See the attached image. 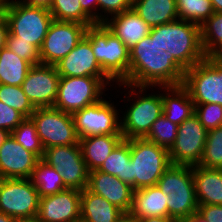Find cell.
Wrapping results in <instances>:
<instances>
[{
    "instance_id": "54",
    "label": "cell",
    "mask_w": 222,
    "mask_h": 222,
    "mask_svg": "<svg viewBox=\"0 0 222 222\" xmlns=\"http://www.w3.org/2000/svg\"><path fill=\"white\" fill-rule=\"evenodd\" d=\"M15 222H41L37 217L16 219Z\"/></svg>"
},
{
    "instance_id": "53",
    "label": "cell",
    "mask_w": 222,
    "mask_h": 222,
    "mask_svg": "<svg viewBox=\"0 0 222 222\" xmlns=\"http://www.w3.org/2000/svg\"><path fill=\"white\" fill-rule=\"evenodd\" d=\"M9 134L8 131L0 130V146L4 143Z\"/></svg>"
},
{
    "instance_id": "21",
    "label": "cell",
    "mask_w": 222,
    "mask_h": 222,
    "mask_svg": "<svg viewBox=\"0 0 222 222\" xmlns=\"http://www.w3.org/2000/svg\"><path fill=\"white\" fill-rule=\"evenodd\" d=\"M193 179L198 204L222 205V169L193 165Z\"/></svg>"
},
{
    "instance_id": "24",
    "label": "cell",
    "mask_w": 222,
    "mask_h": 222,
    "mask_svg": "<svg viewBox=\"0 0 222 222\" xmlns=\"http://www.w3.org/2000/svg\"><path fill=\"white\" fill-rule=\"evenodd\" d=\"M122 140V135H94L80 138L79 145L88 171L98 170Z\"/></svg>"
},
{
    "instance_id": "44",
    "label": "cell",
    "mask_w": 222,
    "mask_h": 222,
    "mask_svg": "<svg viewBox=\"0 0 222 222\" xmlns=\"http://www.w3.org/2000/svg\"><path fill=\"white\" fill-rule=\"evenodd\" d=\"M82 10L97 23V0H80Z\"/></svg>"
},
{
    "instance_id": "29",
    "label": "cell",
    "mask_w": 222,
    "mask_h": 222,
    "mask_svg": "<svg viewBox=\"0 0 222 222\" xmlns=\"http://www.w3.org/2000/svg\"><path fill=\"white\" fill-rule=\"evenodd\" d=\"M157 186L166 195L179 191L195 190L193 166L171 164L160 177Z\"/></svg>"
},
{
    "instance_id": "45",
    "label": "cell",
    "mask_w": 222,
    "mask_h": 222,
    "mask_svg": "<svg viewBox=\"0 0 222 222\" xmlns=\"http://www.w3.org/2000/svg\"><path fill=\"white\" fill-rule=\"evenodd\" d=\"M7 34H8V23L4 13L0 9V50L6 47Z\"/></svg>"
},
{
    "instance_id": "30",
    "label": "cell",
    "mask_w": 222,
    "mask_h": 222,
    "mask_svg": "<svg viewBox=\"0 0 222 222\" xmlns=\"http://www.w3.org/2000/svg\"><path fill=\"white\" fill-rule=\"evenodd\" d=\"M30 180L36 187L39 197L53 195L67 189L61 174L43 159H39Z\"/></svg>"
},
{
    "instance_id": "47",
    "label": "cell",
    "mask_w": 222,
    "mask_h": 222,
    "mask_svg": "<svg viewBox=\"0 0 222 222\" xmlns=\"http://www.w3.org/2000/svg\"><path fill=\"white\" fill-rule=\"evenodd\" d=\"M137 222H176V220L170 217L153 216V217H145L142 219H137Z\"/></svg>"
},
{
    "instance_id": "51",
    "label": "cell",
    "mask_w": 222,
    "mask_h": 222,
    "mask_svg": "<svg viewBox=\"0 0 222 222\" xmlns=\"http://www.w3.org/2000/svg\"><path fill=\"white\" fill-rule=\"evenodd\" d=\"M212 58H214L215 60H217L218 62L222 63V46L217 49L212 55Z\"/></svg>"
},
{
    "instance_id": "42",
    "label": "cell",
    "mask_w": 222,
    "mask_h": 222,
    "mask_svg": "<svg viewBox=\"0 0 222 222\" xmlns=\"http://www.w3.org/2000/svg\"><path fill=\"white\" fill-rule=\"evenodd\" d=\"M24 119L21 113L0 101V130L11 133Z\"/></svg>"
},
{
    "instance_id": "17",
    "label": "cell",
    "mask_w": 222,
    "mask_h": 222,
    "mask_svg": "<svg viewBox=\"0 0 222 222\" xmlns=\"http://www.w3.org/2000/svg\"><path fill=\"white\" fill-rule=\"evenodd\" d=\"M81 191L65 189L40 198L37 218L41 222H79Z\"/></svg>"
},
{
    "instance_id": "4",
    "label": "cell",
    "mask_w": 222,
    "mask_h": 222,
    "mask_svg": "<svg viewBox=\"0 0 222 222\" xmlns=\"http://www.w3.org/2000/svg\"><path fill=\"white\" fill-rule=\"evenodd\" d=\"M85 35L103 72L115 84L123 83L129 74L130 49L104 23L88 26Z\"/></svg>"
},
{
    "instance_id": "22",
    "label": "cell",
    "mask_w": 222,
    "mask_h": 222,
    "mask_svg": "<svg viewBox=\"0 0 222 222\" xmlns=\"http://www.w3.org/2000/svg\"><path fill=\"white\" fill-rule=\"evenodd\" d=\"M163 114L172 123L182 124L195 113V105L189 92L182 86L161 87Z\"/></svg>"
},
{
    "instance_id": "3",
    "label": "cell",
    "mask_w": 222,
    "mask_h": 222,
    "mask_svg": "<svg viewBox=\"0 0 222 222\" xmlns=\"http://www.w3.org/2000/svg\"><path fill=\"white\" fill-rule=\"evenodd\" d=\"M149 36L155 39L161 52L169 51L185 70L206 58L198 24L177 19L151 28Z\"/></svg>"
},
{
    "instance_id": "36",
    "label": "cell",
    "mask_w": 222,
    "mask_h": 222,
    "mask_svg": "<svg viewBox=\"0 0 222 222\" xmlns=\"http://www.w3.org/2000/svg\"><path fill=\"white\" fill-rule=\"evenodd\" d=\"M198 165L210 169H222V126L207 132L203 156Z\"/></svg>"
},
{
    "instance_id": "52",
    "label": "cell",
    "mask_w": 222,
    "mask_h": 222,
    "mask_svg": "<svg viewBox=\"0 0 222 222\" xmlns=\"http://www.w3.org/2000/svg\"><path fill=\"white\" fill-rule=\"evenodd\" d=\"M15 221H16L15 218L0 212V222H15Z\"/></svg>"
},
{
    "instance_id": "14",
    "label": "cell",
    "mask_w": 222,
    "mask_h": 222,
    "mask_svg": "<svg viewBox=\"0 0 222 222\" xmlns=\"http://www.w3.org/2000/svg\"><path fill=\"white\" fill-rule=\"evenodd\" d=\"M207 132L195 113L178 125L175 142L168 150L171 164L198 165L203 156Z\"/></svg>"
},
{
    "instance_id": "9",
    "label": "cell",
    "mask_w": 222,
    "mask_h": 222,
    "mask_svg": "<svg viewBox=\"0 0 222 222\" xmlns=\"http://www.w3.org/2000/svg\"><path fill=\"white\" fill-rule=\"evenodd\" d=\"M182 86L189 92L194 104L222 106V63L206 56L186 70Z\"/></svg>"
},
{
    "instance_id": "15",
    "label": "cell",
    "mask_w": 222,
    "mask_h": 222,
    "mask_svg": "<svg viewBox=\"0 0 222 222\" xmlns=\"http://www.w3.org/2000/svg\"><path fill=\"white\" fill-rule=\"evenodd\" d=\"M59 79L56 66L33 65L22 83V88L35 108L53 107Z\"/></svg>"
},
{
    "instance_id": "8",
    "label": "cell",
    "mask_w": 222,
    "mask_h": 222,
    "mask_svg": "<svg viewBox=\"0 0 222 222\" xmlns=\"http://www.w3.org/2000/svg\"><path fill=\"white\" fill-rule=\"evenodd\" d=\"M109 90L113 89L97 77H60L53 107L73 114L103 99Z\"/></svg>"
},
{
    "instance_id": "40",
    "label": "cell",
    "mask_w": 222,
    "mask_h": 222,
    "mask_svg": "<svg viewBox=\"0 0 222 222\" xmlns=\"http://www.w3.org/2000/svg\"><path fill=\"white\" fill-rule=\"evenodd\" d=\"M195 114L207 131L222 126V106L219 104H194Z\"/></svg>"
},
{
    "instance_id": "35",
    "label": "cell",
    "mask_w": 222,
    "mask_h": 222,
    "mask_svg": "<svg viewBox=\"0 0 222 222\" xmlns=\"http://www.w3.org/2000/svg\"><path fill=\"white\" fill-rule=\"evenodd\" d=\"M10 134L24 149L43 159L44 148L30 118H25Z\"/></svg>"
},
{
    "instance_id": "25",
    "label": "cell",
    "mask_w": 222,
    "mask_h": 222,
    "mask_svg": "<svg viewBox=\"0 0 222 222\" xmlns=\"http://www.w3.org/2000/svg\"><path fill=\"white\" fill-rule=\"evenodd\" d=\"M123 213L102 196L84 188L81 191L80 221L81 222H115Z\"/></svg>"
},
{
    "instance_id": "23",
    "label": "cell",
    "mask_w": 222,
    "mask_h": 222,
    "mask_svg": "<svg viewBox=\"0 0 222 222\" xmlns=\"http://www.w3.org/2000/svg\"><path fill=\"white\" fill-rule=\"evenodd\" d=\"M168 198L157 185L135 190L130 213L137 219L153 216L168 217L166 203Z\"/></svg>"
},
{
    "instance_id": "39",
    "label": "cell",
    "mask_w": 222,
    "mask_h": 222,
    "mask_svg": "<svg viewBox=\"0 0 222 222\" xmlns=\"http://www.w3.org/2000/svg\"><path fill=\"white\" fill-rule=\"evenodd\" d=\"M6 48L32 65L41 64L40 50L29 42L16 41V36L8 32Z\"/></svg>"
},
{
    "instance_id": "1",
    "label": "cell",
    "mask_w": 222,
    "mask_h": 222,
    "mask_svg": "<svg viewBox=\"0 0 222 222\" xmlns=\"http://www.w3.org/2000/svg\"><path fill=\"white\" fill-rule=\"evenodd\" d=\"M185 72L171 53L161 52L155 39L148 35L130 49L129 74L123 83L150 87L179 86Z\"/></svg>"
},
{
    "instance_id": "41",
    "label": "cell",
    "mask_w": 222,
    "mask_h": 222,
    "mask_svg": "<svg viewBox=\"0 0 222 222\" xmlns=\"http://www.w3.org/2000/svg\"><path fill=\"white\" fill-rule=\"evenodd\" d=\"M133 0H97V23L132 8Z\"/></svg>"
},
{
    "instance_id": "32",
    "label": "cell",
    "mask_w": 222,
    "mask_h": 222,
    "mask_svg": "<svg viewBox=\"0 0 222 222\" xmlns=\"http://www.w3.org/2000/svg\"><path fill=\"white\" fill-rule=\"evenodd\" d=\"M49 11L56 21L78 22L87 26L96 24L82 10L80 0H53Z\"/></svg>"
},
{
    "instance_id": "38",
    "label": "cell",
    "mask_w": 222,
    "mask_h": 222,
    "mask_svg": "<svg viewBox=\"0 0 222 222\" xmlns=\"http://www.w3.org/2000/svg\"><path fill=\"white\" fill-rule=\"evenodd\" d=\"M178 133V125L172 123L162 114L153 124L145 139L166 149L174 144Z\"/></svg>"
},
{
    "instance_id": "28",
    "label": "cell",
    "mask_w": 222,
    "mask_h": 222,
    "mask_svg": "<svg viewBox=\"0 0 222 222\" xmlns=\"http://www.w3.org/2000/svg\"><path fill=\"white\" fill-rule=\"evenodd\" d=\"M33 65L6 47L0 50V84L22 86Z\"/></svg>"
},
{
    "instance_id": "2",
    "label": "cell",
    "mask_w": 222,
    "mask_h": 222,
    "mask_svg": "<svg viewBox=\"0 0 222 222\" xmlns=\"http://www.w3.org/2000/svg\"><path fill=\"white\" fill-rule=\"evenodd\" d=\"M113 89V92H117L115 101L121 93L122 99L119 100L124 102V105H120L123 106L120 109L123 139L145 138L152 124L163 114L161 87L119 83ZM122 92H125L124 95Z\"/></svg>"
},
{
    "instance_id": "43",
    "label": "cell",
    "mask_w": 222,
    "mask_h": 222,
    "mask_svg": "<svg viewBox=\"0 0 222 222\" xmlns=\"http://www.w3.org/2000/svg\"><path fill=\"white\" fill-rule=\"evenodd\" d=\"M198 212L208 222H222V205L199 204Z\"/></svg>"
},
{
    "instance_id": "10",
    "label": "cell",
    "mask_w": 222,
    "mask_h": 222,
    "mask_svg": "<svg viewBox=\"0 0 222 222\" xmlns=\"http://www.w3.org/2000/svg\"><path fill=\"white\" fill-rule=\"evenodd\" d=\"M30 119L44 150L52 146L79 144L73 115L54 107L36 108Z\"/></svg>"
},
{
    "instance_id": "16",
    "label": "cell",
    "mask_w": 222,
    "mask_h": 222,
    "mask_svg": "<svg viewBox=\"0 0 222 222\" xmlns=\"http://www.w3.org/2000/svg\"><path fill=\"white\" fill-rule=\"evenodd\" d=\"M60 77L91 76L101 79L110 89L116 84L103 72L95 59L90 39L85 37L55 65Z\"/></svg>"
},
{
    "instance_id": "19",
    "label": "cell",
    "mask_w": 222,
    "mask_h": 222,
    "mask_svg": "<svg viewBox=\"0 0 222 222\" xmlns=\"http://www.w3.org/2000/svg\"><path fill=\"white\" fill-rule=\"evenodd\" d=\"M87 189L102 196L123 212H131L134 189L118 177L93 170L89 172Z\"/></svg>"
},
{
    "instance_id": "26",
    "label": "cell",
    "mask_w": 222,
    "mask_h": 222,
    "mask_svg": "<svg viewBox=\"0 0 222 222\" xmlns=\"http://www.w3.org/2000/svg\"><path fill=\"white\" fill-rule=\"evenodd\" d=\"M132 8L151 28L179 19L176 0H133Z\"/></svg>"
},
{
    "instance_id": "7",
    "label": "cell",
    "mask_w": 222,
    "mask_h": 222,
    "mask_svg": "<svg viewBox=\"0 0 222 222\" xmlns=\"http://www.w3.org/2000/svg\"><path fill=\"white\" fill-rule=\"evenodd\" d=\"M111 91L113 90L97 103L72 114L79 138L94 135H122L120 103H123L119 100L116 101L117 103L114 102L115 98L111 95L113 94Z\"/></svg>"
},
{
    "instance_id": "13",
    "label": "cell",
    "mask_w": 222,
    "mask_h": 222,
    "mask_svg": "<svg viewBox=\"0 0 222 222\" xmlns=\"http://www.w3.org/2000/svg\"><path fill=\"white\" fill-rule=\"evenodd\" d=\"M87 25L53 20L40 48L41 64L55 66L85 37Z\"/></svg>"
},
{
    "instance_id": "5",
    "label": "cell",
    "mask_w": 222,
    "mask_h": 222,
    "mask_svg": "<svg viewBox=\"0 0 222 222\" xmlns=\"http://www.w3.org/2000/svg\"><path fill=\"white\" fill-rule=\"evenodd\" d=\"M0 9L6 17L8 32L16 36V41L29 42L40 50L53 21L50 11L17 0H0Z\"/></svg>"
},
{
    "instance_id": "37",
    "label": "cell",
    "mask_w": 222,
    "mask_h": 222,
    "mask_svg": "<svg viewBox=\"0 0 222 222\" xmlns=\"http://www.w3.org/2000/svg\"><path fill=\"white\" fill-rule=\"evenodd\" d=\"M0 101L17 110L25 118H30L36 109L24 93L22 86L0 84Z\"/></svg>"
},
{
    "instance_id": "12",
    "label": "cell",
    "mask_w": 222,
    "mask_h": 222,
    "mask_svg": "<svg viewBox=\"0 0 222 222\" xmlns=\"http://www.w3.org/2000/svg\"><path fill=\"white\" fill-rule=\"evenodd\" d=\"M43 160L61 174L67 189L87 188L89 171L79 144L49 147L44 150Z\"/></svg>"
},
{
    "instance_id": "49",
    "label": "cell",
    "mask_w": 222,
    "mask_h": 222,
    "mask_svg": "<svg viewBox=\"0 0 222 222\" xmlns=\"http://www.w3.org/2000/svg\"><path fill=\"white\" fill-rule=\"evenodd\" d=\"M187 222H208L203 215L198 211L194 212L187 220Z\"/></svg>"
},
{
    "instance_id": "18",
    "label": "cell",
    "mask_w": 222,
    "mask_h": 222,
    "mask_svg": "<svg viewBox=\"0 0 222 222\" xmlns=\"http://www.w3.org/2000/svg\"><path fill=\"white\" fill-rule=\"evenodd\" d=\"M38 160L9 134L0 146V179H30Z\"/></svg>"
},
{
    "instance_id": "33",
    "label": "cell",
    "mask_w": 222,
    "mask_h": 222,
    "mask_svg": "<svg viewBox=\"0 0 222 222\" xmlns=\"http://www.w3.org/2000/svg\"><path fill=\"white\" fill-rule=\"evenodd\" d=\"M201 45L206 56L222 46V13L214 12L200 25Z\"/></svg>"
},
{
    "instance_id": "31",
    "label": "cell",
    "mask_w": 222,
    "mask_h": 222,
    "mask_svg": "<svg viewBox=\"0 0 222 222\" xmlns=\"http://www.w3.org/2000/svg\"><path fill=\"white\" fill-rule=\"evenodd\" d=\"M168 217L176 221L187 220L198 211V201L195 190L179 191L167 195Z\"/></svg>"
},
{
    "instance_id": "6",
    "label": "cell",
    "mask_w": 222,
    "mask_h": 222,
    "mask_svg": "<svg viewBox=\"0 0 222 222\" xmlns=\"http://www.w3.org/2000/svg\"><path fill=\"white\" fill-rule=\"evenodd\" d=\"M132 188L155 186L171 165L168 149L145 138L130 139Z\"/></svg>"
},
{
    "instance_id": "20",
    "label": "cell",
    "mask_w": 222,
    "mask_h": 222,
    "mask_svg": "<svg viewBox=\"0 0 222 222\" xmlns=\"http://www.w3.org/2000/svg\"><path fill=\"white\" fill-rule=\"evenodd\" d=\"M104 24L129 49L148 36L151 31V27L133 8L109 17Z\"/></svg>"
},
{
    "instance_id": "46",
    "label": "cell",
    "mask_w": 222,
    "mask_h": 222,
    "mask_svg": "<svg viewBox=\"0 0 222 222\" xmlns=\"http://www.w3.org/2000/svg\"><path fill=\"white\" fill-rule=\"evenodd\" d=\"M17 1L28 6L44 8L47 10H49L53 2V0H17Z\"/></svg>"
},
{
    "instance_id": "11",
    "label": "cell",
    "mask_w": 222,
    "mask_h": 222,
    "mask_svg": "<svg viewBox=\"0 0 222 222\" xmlns=\"http://www.w3.org/2000/svg\"><path fill=\"white\" fill-rule=\"evenodd\" d=\"M39 201L30 179H0V212L15 219L37 217Z\"/></svg>"
},
{
    "instance_id": "34",
    "label": "cell",
    "mask_w": 222,
    "mask_h": 222,
    "mask_svg": "<svg viewBox=\"0 0 222 222\" xmlns=\"http://www.w3.org/2000/svg\"><path fill=\"white\" fill-rule=\"evenodd\" d=\"M179 19L201 25L213 13L210 0H176Z\"/></svg>"
},
{
    "instance_id": "27",
    "label": "cell",
    "mask_w": 222,
    "mask_h": 222,
    "mask_svg": "<svg viewBox=\"0 0 222 222\" xmlns=\"http://www.w3.org/2000/svg\"><path fill=\"white\" fill-rule=\"evenodd\" d=\"M98 170L114 175L132 186L130 139H123L112 150Z\"/></svg>"
},
{
    "instance_id": "50",
    "label": "cell",
    "mask_w": 222,
    "mask_h": 222,
    "mask_svg": "<svg viewBox=\"0 0 222 222\" xmlns=\"http://www.w3.org/2000/svg\"><path fill=\"white\" fill-rule=\"evenodd\" d=\"M214 9V12L222 13V0H210Z\"/></svg>"
},
{
    "instance_id": "48",
    "label": "cell",
    "mask_w": 222,
    "mask_h": 222,
    "mask_svg": "<svg viewBox=\"0 0 222 222\" xmlns=\"http://www.w3.org/2000/svg\"><path fill=\"white\" fill-rule=\"evenodd\" d=\"M115 222H137V218L134 217L130 212H123Z\"/></svg>"
}]
</instances>
